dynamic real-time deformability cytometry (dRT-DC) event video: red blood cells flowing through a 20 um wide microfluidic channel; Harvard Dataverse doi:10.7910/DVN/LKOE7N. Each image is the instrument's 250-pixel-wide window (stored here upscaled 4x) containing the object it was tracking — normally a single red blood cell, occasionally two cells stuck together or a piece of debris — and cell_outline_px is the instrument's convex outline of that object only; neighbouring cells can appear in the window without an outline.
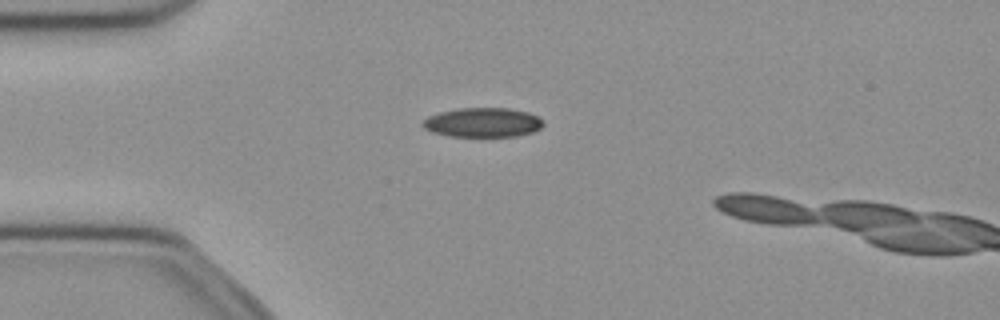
{"species": "common noctule bat (a hibernating species)", "species_latin": "Nyctalus noctula", "temperature_condition": "cold", "stored_images_in_passage": 15, "camera_frame_rate_fps": 3000, "um_per_image_px": 0.085, "animal": {"sex": "female", "body_mass_g": 21.9}, "frame": {"image": 1, "passage_image": 13, "time_ms": 4.0, "image_size_px": [1000, 320], "cell_outline_px": [[544, 124], [540, 128], [532, 132], [516, 136], [448, 136], [432, 132], [424, 128], [420, 124], [428, 116], [440, 112], [456, 108], [508, 108], [528, 112], [540, 116], [544, 120]], "centroid_in_image_um": [41.04, 10.4], "position_along_channel_um": 44.0, "area_um2": 20.81}}